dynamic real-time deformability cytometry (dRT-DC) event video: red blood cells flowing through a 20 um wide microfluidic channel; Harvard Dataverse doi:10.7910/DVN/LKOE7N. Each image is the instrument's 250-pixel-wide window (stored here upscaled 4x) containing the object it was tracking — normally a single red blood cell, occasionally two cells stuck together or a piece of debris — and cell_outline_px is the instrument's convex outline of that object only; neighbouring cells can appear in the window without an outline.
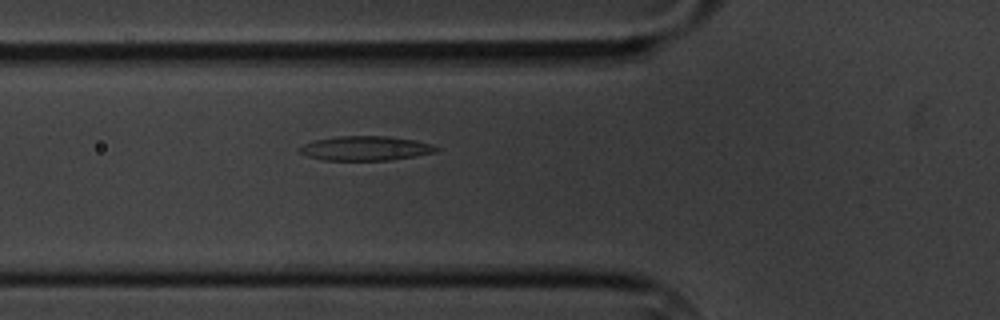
{"species": "common noctule bat (a hibernating species)", "species_latin": "Nyctalus noctula", "temperature_condition": "cold", "stored_images_in_passage": 5, "camera_frame_rate_fps": 3000, "um_per_image_px": 0.085, "animal": {"sex": "male", "body_mass_g": 20.1, "forearm_length_mm": 53.5}, "frame": {"image": 1, "passage_image": 5, "time_ms": 5.667, "image_size_px": [1000, 320], "cell_outline_px": [[440, 148], [436, 152], [388, 160], [324, 160], [308, 156], [300, 152], [296, 148], [312, 140], [336, 136], [388, 136], [416, 140], [432, 144]], "centroid_in_image_um": [31.04, 12.59], "position_along_channel_um": 94.8, "area_um2": 19.48}}